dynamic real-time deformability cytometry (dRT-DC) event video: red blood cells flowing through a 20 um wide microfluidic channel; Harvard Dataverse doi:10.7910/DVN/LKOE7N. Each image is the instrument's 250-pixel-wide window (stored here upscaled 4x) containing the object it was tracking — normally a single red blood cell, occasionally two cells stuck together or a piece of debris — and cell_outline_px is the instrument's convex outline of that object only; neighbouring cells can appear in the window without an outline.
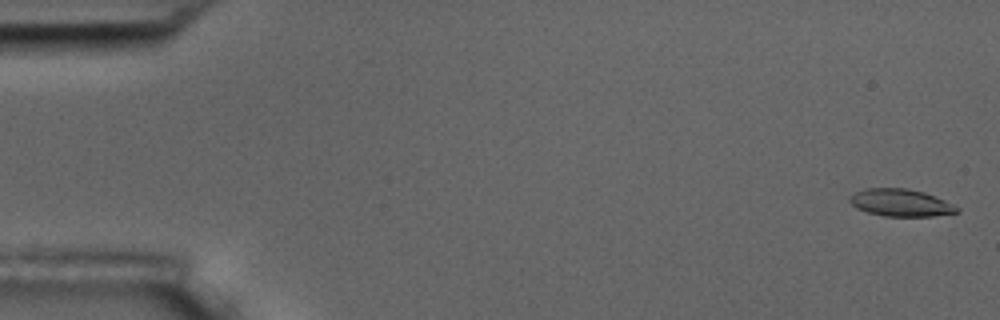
{"species": "common noctule bat (a hibernating species)", "species_latin": "Nyctalus noctula", "temperature_condition": "room temperature", "stored_images_in_passage": 6, "camera_frame_rate_fps": 3000, "um_per_image_px": 0.085, "animal": {"sex": "male", "body_mass_g": 17.5, "forearm_length_mm": 52.3}, "frame": {"image": 1, "passage_image": 1, "time_ms": 0.0, "image_size_px": [1000, 320], "cell_outline_px": [[960, 212], [932, 216], [884, 216], [868, 212], [856, 208], [848, 200], [848, 196], [864, 188], [908, 188], [924, 192], [944, 200], [960, 208]], "centroid_in_image_um": [76.54, 17.22], "position_along_channel_um": 8.5, "area_um2": 17.11}}
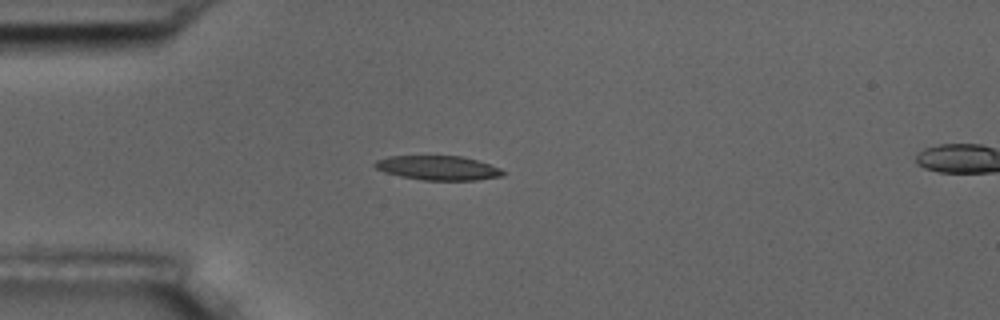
{"frame": {"image": 2, "passage_image": 5, "time_ms": 4.667, "image_size_px": [1000, 320], "cell_outline_px": [[508, 172], [504, 176], [476, 180], [424, 180], [400, 176], [384, 172], [376, 168], [372, 164], [376, 160], [388, 156], [460, 156], [476, 160], [500, 168]], "centroid_in_image_um": [37.24, 14.27], "position_along_channel_um": 47.8, "area_um2": 18.21}}